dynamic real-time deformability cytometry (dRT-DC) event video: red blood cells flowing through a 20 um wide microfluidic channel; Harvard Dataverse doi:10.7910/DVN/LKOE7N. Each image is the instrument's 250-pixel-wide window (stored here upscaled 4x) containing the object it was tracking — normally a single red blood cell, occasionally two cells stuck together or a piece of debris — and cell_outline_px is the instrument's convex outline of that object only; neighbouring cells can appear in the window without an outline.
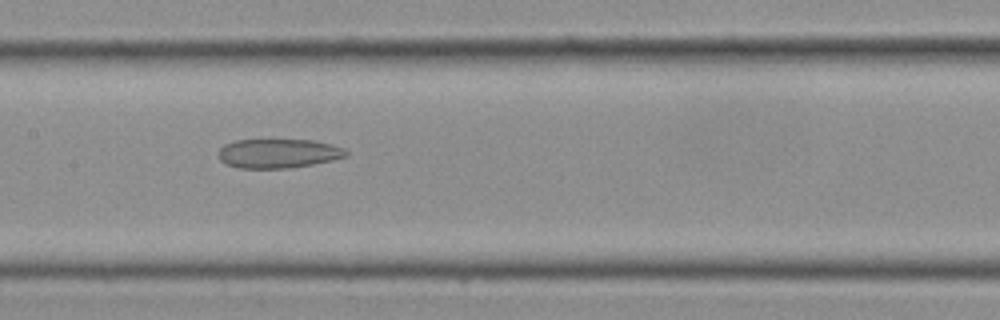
{"species": "Egyptian fruit bat (a non-hibernating species)", "species_latin": "Rousettus aegyptiacus", "temperature_condition": "cold", "stored_images_in_passage": 18, "camera_frame_rate_fps": 3000, "um_per_image_px": 0.085, "frame": {"image": 1, "passage_image": 13, "time_ms": 4.0, "image_size_px": [1000, 320], "cell_outline_px": [[348, 156], [332, 160], [292, 168], [240, 168], [224, 164], [220, 160], [216, 152], [224, 144], [236, 140], [316, 140], [332, 144], [344, 148], [348, 152]], "centroid_in_image_um": [23.64, 13.04], "position_along_channel_um": 183.8, "area_um2": 21.96}}
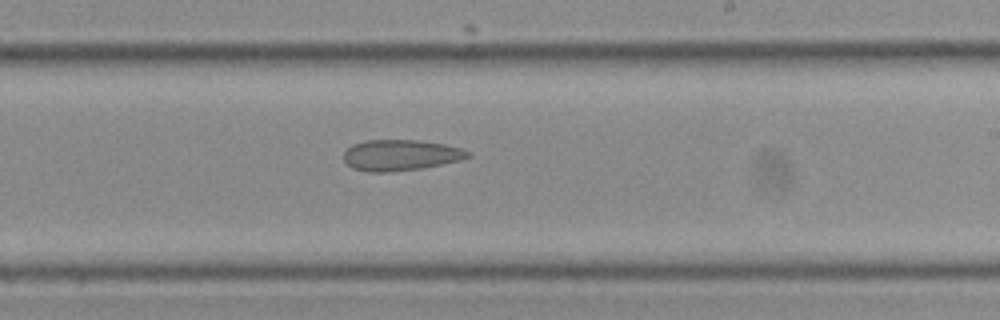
{"frame": {"image": 2, "passage_image": 16, "time_ms": 5.0, "image_size_px": [1000, 320], "cell_outline_px": [[472, 156], [460, 160], [424, 168], [392, 172], [368, 172], [352, 168], [344, 160], [344, 152], [352, 144], [368, 140], [416, 140], [444, 144], [464, 148], [472, 152]], "centroid_in_image_um": [34.09, 13.19], "position_along_channel_um": 254.9, "area_um2": 22.6}}
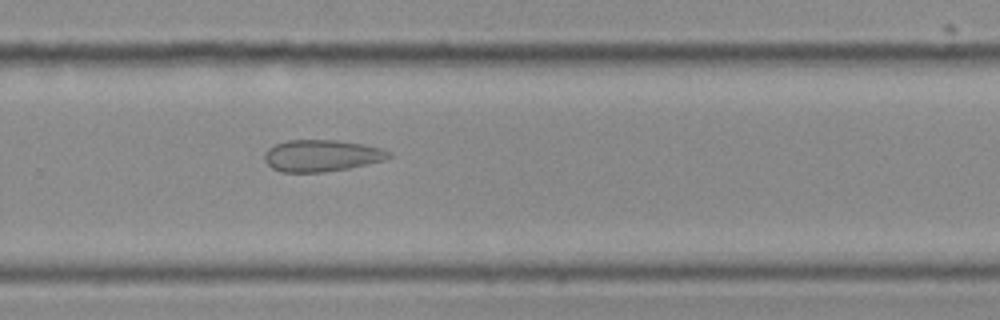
{"frame": {"image": 3, "passage_image": 18, "time_ms": 5.667, "image_size_px": [1000, 320], "cell_outline_px": [[392, 156], [384, 160], [348, 168], [324, 172], [280, 172], [272, 168], [264, 160], [264, 152], [268, 148], [276, 144], [288, 140], [336, 140], [364, 144], [380, 148], [392, 152]], "centroid_in_image_um": [27.32, 13.23], "position_along_channel_um": 302.5, "area_um2": 23.0}}